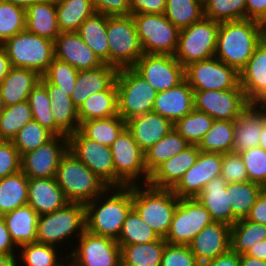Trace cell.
Wrapping results in <instances>:
<instances>
[{
	"mask_svg": "<svg viewBox=\"0 0 266 266\" xmlns=\"http://www.w3.org/2000/svg\"><path fill=\"white\" fill-rule=\"evenodd\" d=\"M84 206L86 230L117 240L123 223L133 208V185L110 187Z\"/></svg>",
	"mask_w": 266,
	"mask_h": 266,
	"instance_id": "cell-1",
	"label": "cell"
},
{
	"mask_svg": "<svg viewBox=\"0 0 266 266\" xmlns=\"http://www.w3.org/2000/svg\"><path fill=\"white\" fill-rule=\"evenodd\" d=\"M265 38V25L252 19L219 23L215 57L238 73Z\"/></svg>",
	"mask_w": 266,
	"mask_h": 266,
	"instance_id": "cell-2",
	"label": "cell"
},
{
	"mask_svg": "<svg viewBox=\"0 0 266 266\" xmlns=\"http://www.w3.org/2000/svg\"><path fill=\"white\" fill-rule=\"evenodd\" d=\"M55 179L69 202L86 204L109 188L69 150L60 160Z\"/></svg>",
	"mask_w": 266,
	"mask_h": 266,
	"instance_id": "cell-3",
	"label": "cell"
},
{
	"mask_svg": "<svg viewBox=\"0 0 266 266\" xmlns=\"http://www.w3.org/2000/svg\"><path fill=\"white\" fill-rule=\"evenodd\" d=\"M178 201L172 189L133 185V208L160 238L167 235Z\"/></svg>",
	"mask_w": 266,
	"mask_h": 266,
	"instance_id": "cell-4",
	"label": "cell"
},
{
	"mask_svg": "<svg viewBox=\"0 0 266 266\" xmlns=\"http://www.w3.org/2000/svg\"><path fill=\"white\" fill-rule=\"evenodd\" d=\"M115 84L117 112L125 122L152 112L157 91L133 67L118 69Z\"/></svg>",
	"mask_w": 266,
	"mask_h": 266,
	"instance_id": "cell-5",
	"label": "cell"
},
{
	"mask_svg": "<svg viewBox=\"0 0 266 266\" xmlns=\"http://www.w3.org/2000/svg\"><path fill=\"white\" fill-rule=\"evenodd\" d=\"M85 230L84 204L69 202L54 212L39 215L36 242L58 247L72 235L79 238Z\"/></svg>",
	"mask_w": 266,
	"mask_h": 266,
	"instance_id": "cell-6",
	"label": "cell"
},
{
	"mask_svg": "<svg viewBox=\"0 0 266 266\" xmlns=\"http://www.w3.org/2000/svg\"><path fill=\"white\" fill-rule=\"evenodd\" d=\"M1 46L7 52L12 67L31 69L41 76L54 57V41L27 30L8 38Z\"/></svg>",
	"mask_w": 266,
	"mask_h": 266,
	"instance_id": "cell-7",
	"label": "cell"
},
{
	"mask_svg": "<svg viewBox=\"0 0 266 266\" xmlns=\"http://www.w3.org/2000/svg\"><path fill=\"white\" fill-rule=\"evenodd\" d=\"M219 22L203 17L179 31L174 57L183 66L215 57Z\"/></svg>",
	"mask_w": 266,
	"mask_h": 266,
	"instance_id": "cell-8",
	"label": "cell"
},
{
	"mask_svg": "<svg viewBox=\"0 0 266 266\" xmlns=\"http://www.w3.org/2000/svg\"><path fill=\"white\" fill-rule=\"evenodd\" d=\"M109 65L117 69L133 67L144 54L132 15L108 16Z\"/></svg>",
	"mask_w": 266,
	"mask_h": 266,
	"instance_id": "cell-9",
	"label": "cell"
},
{
	"mask_svg": "<svg viewBox=\"0 0 266 266\" xmlns=\"http://www.w3.org/2000/svg\"><path fill=\"white\" fill-rule=\"evenodd\" d=\"M111 151L114 161V187L139 185V178L143 180L141 184L148 183L144 152L127 128L113 142Z\"/></svg>",
	"mask_w": 266,
	"mask_h": 266,
	"instance_id": "cell-10",
	"label": "cell"
},
{
	"mask_svg": "<svg viewBox=\"0 0 266 266\" xmlns=\"http://www.w3.org/2000/svg\"><path fill=\"white\" fill-rule=\"evenodd\" d=\"M131 15L144 53L175 54L180 30L164 14Z\"/></svg>",
	"mask_w": 266,
	"mask_h": 266,
	"instance_id": "cell-11",
	"label": "cell"
},
{
	"mask_svg": "<svg viewBox=\"0 0 266 266\" xmlns=\"http://www.w3.org/2000/svg\"><path fill=\"white\" fill-rule=\"evenodd\" d=\"M184 77L193 91L228 90L239 84V73L216 57L189 63Z\"/></svg>",
	"mask_w": 266,
	"mask_h": 266,
	"instance_id": "cell-12",
	"label": "cell"
},
{
	"mask_svg": "<svg viewBox=\"0 0 266 266\" xmlns=\"http://www.w3.org/2000/svg\"><path fill=\"white\" fill-rule=\"evenodd\" d=\"M212 221L209 212L195 198L179 199L165 241L169 244L188 246Z\"/></svg>",
	"mask_w": 266,
	"mask_h": 266,
	"instance_id": "cell-13",
	"label": "cell"
},
{
	"mask_svg": "<svg viewBox=\"0 0 266 266\" xmlns=\"http://www.w3.org/2000/svg\"><path fill=\"white\" fill-rule=\"evenodd\" d=\"M77 241V247L66 254L75 266H121V249L116 240L85 230Z\"/></svg>",
	"mask_w": 266,
	"mask_h": 266,
	"instance_id": "cell-14",
	"label": "cell"
},
{
	"mask_svg": "<svg viewBox=\"0 0 266 266\" xmlns=\"http://www.w3.org/2000/svg\"><path fill=\"white\" fill-rule=\"evenodd\" d=\"M249 104L240 84L228 90L194 91V109L214 120L234 121Z\"/></svg>",
	"mask_w": 266,
	"mask_h": 266,
	"instance_id": "cell-15",
	"label": "cell"
},
{
	"mask_svg": "<svg viewBox=\"0 0 266 266\" xmlns=\"http://www.w3.org/2000/svg\"><path fill=\"white\" fill-rule=\"evenodd\" d=\"M68 150L109 188L114 187V161L111 147L88 139L77 130L68 136Z\"/></svg>",
	"mask_w": 266,
	"mask_h": 266,
	"instance_id": "cell-16",
	"label": "cell"
},
{
	"mask_svg": "<svg viewBox=\"0 0 266 266\" xmlns=\"http://www.w3.org/2000/svg\"><path fill=\"white\" fill-rule=\"evenodd\" d=\"M133 68L157 92L174 88L185 79L184 67L174 55L144 53Z\"/></svg>",
	"mask_w": 266,
	"mask_h": 266,
	"instance_id": "cell-17",
	"label": "cell"
},
{
	"mask_svg": "<svg viewBox=\"0 0 266 266\" xmlns=\"http://www.w3.org/2000/svg\"><path fill=\"white\" fill-rule=\"evenodd\" d=\"M67 150L68 136H54L44 145L21 156V171L29 179L55 177Z\"/></svg>",
	"mask_w": 266,
	"mask_h": 266,
	"instance_id": "cell-18",
	"label": "cell"
},
{
	"mask_svg": "<svg viewBox=\"0 0 266 266\" xmlns=\"http://www.w3.org/2000/svg\"><path fill=\"white\" fill-rule=\"evenodd\" d=\"M223 154L200 152L196 163L172 188L179 199L196 198L215 177L221 175Z\"/></svg>",
	"mask_w": 266,
	"mask_h": 266,
	"instance_id": "cell-19",
	"label": "cell"
},
{
	"mask_svg": "<svg viewBox=\"0 0 266 266\" xmlns=\"http://www.w3.org/2000/svg\"><path fill=\"white\" fill-rule=\"evenodd\" d=\"M54 57L69 63L78 71L94 69L104 64L77 31L61 32L54 40Z\"/></svg>",
	"mask_w": 266,
	"mask_h": 266,
	"instance_id": "cell-20",
	"label": "cell"
},
{
	"mask_svg": "<svg viewBox=\"0 0 266 266\" xmlns=\"http://www.w3.org/2000/svg\"><path fill=\"white\" fill-rule=\"evenodd\" d=\"M230 231V225L212 221L195 236L188 246L197 261L203 264L230 249Z\"/></svg>",
	"mask_w": 266,
	"mask_h": 266,
	"instance_id": "cell-21",
	"label": "cell"
},
{
	"mask_svg": "<svg viewBox=\"0 0 266 266\" xmlns=\"http://www.w3.org/2000/svg\"><path fill=\"white\" fill-rule=\"evenodd\" d=\"M194 109V91L184 79L176 87L157 92L152 112L173 125Z\"/></svg>",
	"mask_w": 266,
	"mask_h": 266,
	"instance_id": "cell-22",
	"label": "cell"
},
{
	"mask_svg": "<svg viewBox=\"0 0 266 266\" xmlns=\"http://www.w3.org/2000/svg\"><path fill=\"white\" fill-rule=\"evenodd\" d=\"M239 84L250 104L266 95V39L256 47L248 63L239 73Z\"/></svg>",
	"mask_w": 266,
	"mask_h": 266,
	"instance_id": "cell-23",
	"label": "cell"
},
{
	"mask_svg": "<svg viewBox=\"0 0 266 266\" xmlns=\"http://www.w3.org/2000/svg\"><path fill=\"white\" fill-rule=\"evenodd\" d=\"M201 150L189 145L183 151L159 165L150 175L148 185L172 189L182 176L196 163Z\"/></svg>",
	"mask_w": 266,
	"mask_h": 266,
	"instance_id": "cell-24",
	"label": "cell"
},
{
	"mask_svg": "<svg viewBox=\"0 0 266 266\" xmlns=\"http://www.w3.org/2000/svg\"><path fill=\"white\" fill-rule=\"evenodd\" d=\"M266 120V108L257 104L248 107L234 120V139L232 153L258 147L262 126Z\"/></svg>",
	"mask_w": 266,
	"mask_h": 266,
	"instance_id": "cell-25",
	"label": "cell"
},
{
	"mask_svg": "<svg viewBox=\"0 0 266 266\" xmlns=\"http://www.w3.org/2000/svg\"><path fill=\"white\" fill-rule=\"evenodd\" d=\"M118 69L112 65H103L88 70H79L71 99L79 109L92 94L107 90L116 79Z\"/></svg>",
	"mask_w": 266,
	"mask_h": 266,
	"instance_id": "cell-26",
	"label": "cell"
},
{
	"mask_svg": "<svg viewBox=\"0 0 266 266\" xmlns=\"http://www.w3.org/2000/svg\"><path fill=\"white\" fill-rule=\"evenodd\" d=\"M69 201L59 187L55 177L31 178L28 182V200L38 215L63 208Z\"/></svg>",
	"mask_w": 266,
	"mask_h": 266,
	"instance_id": "cell-27",
	"label": "cell"
},
{
	"mask_svg": "<svg viewBox=\"0 0 266 266\" xmlns=\"http://www.w3.org/2000/svg\"><path fill=\"white\" fill-rule=\"evenodd\" d=\"M173 124L161 115L150 112L126 121V128L143 152L166 136Z\"/></svg>",
	"mask_w": 266,
	"mask_h": 266,
	"instance_id": "cell-28",
	"label": "cell"
},
{
	"mask_svg": "<svg viewBox=\"0 0 266 266\" xmlns=\"http://www.w3.org/2000/svg\"><path fill=\"white\" fill-rule=\"evenodd\" d=\"M227 181L220 175L206 184L195 198L209 212L213 221L233 225L232 201L226 191Z\"/></svg>",
	"mask_w": 266,
	"mask_h": 266,
	"instance_id": "cell-29",
	"label": "cell"
},
{
	"mask_svg": "<svg viewBox=\"0 0 266 266\" xmlns=\"http://www.w3.org/2000/svg\"><path fill=\"white\" fill-rule=\"evenodd\" d=\"M41 75L35 70L11 67L0 83V93L5 106L28 100L32 89L40 82Z\"/></svg>",
	"mask_w": 266,
	"mask_h": 266,
	"instance_id": "cell-30",
	"label": "cell"
},
{
	"mask_svg": "<svg viewBox=\"0 0 266 266\" xmlns=\"http://www.w3.org/2000/svg\"><path fill=\"white\" fill-rule=\"evenodd\" d=\"M40 82L47 88L48 97L51 100V111L55 125L69 136L79 129L78 109L72 99L60 87L49 83L43 76Z\"/></svg>",
	"mask_w": 266,
	"mask_h": 266,
	"instance_id": "cell-31",
	"label": "cell"
},
{
	"mask_svg": "<svg viewBox=\"0 0 266 266\" xmlns=\"http://www.w3.org/2000/svg\"><path fill=\"white\" fill-rule=\"evenodd\" d=\"M26 30L51 41L61 34L55 0L37 2L26 8Z\"/></svg>",
	"mask_w": 266,
	"mask_h": 266,
	"instance_id": "cell-32",
	"label": "cell"
},
{
	"mask_svg": "<svg viewBox=\"0 0 266 266\" xmlns=\"http://www.w3.org/2000/svg\"><path fill=\"white\" fill-rule=\"evenodd\" d=\"M2 218L5 220L11 239L18 248L36 242L39 215L30 205L18 207L4 214Z\"/></svg>",
	"mask_w": 266,
	"mask_h": 266,
	"instance_id": "cell-33",
	"label": "cell"
},
{
	"mask_svg": "<svg viewBox=\"0 0 266 266\" xmlns=\"http://www.w3.org/2000/svg\"><path fill=\"white\" fill-rule=\"evenodd\" d=\"M107 18V15L95 12L80 25L77 32L99 59L109 65Z\"/></svg>",
	"mask_w": 266,
	"mask_h": 266,
	"instance_id": "cell-34",
	"label": "cell"
},
{
	"mask_svg": "<svg viewBox=\"0 0 266 266\" xmlns=\"http://www.w3.org/2000/svg\"><path fill=\"white\" fill-rule=\"evenodd\" d=\"M28 182L21 170L0 179V216L27 205Z\"/></svg>",
	"mask_w": 266,
	"mask_h": 266,
	"instance_id": "cell-35",
	"label": "cell"
},
{
	"mask_svg": "<svg viewBox=\"0 0 266 266\" xmlns=\"http://www.w3.org/2000/svg\"><path fill=\"white\" fill-rule=\"evenodd\" d=\"M117 115V87L115 82L107 90L90 95L78 109L79 123Z\"/></svg>",
	"mask_w": 266,
	"mask_h": 266,
	"instance_id": "cell-36",
	"label": "cell"
},
{
	"mask_svg": "<svg viewBox=\"0 0 266 266\" xmlns=\"http://www.w3.org/2000/svg\"><path fill=\"white\" fill-rule=\"evenodd\" d=\"M189 145L173 127L166 136L144 152V164L148 175Z\"/></svg>",
	"mask_w": 266,
	"mask_h": 266,
	"instance_id": "cell-37",
	"label": "cell"
},
{
	"mask_svg": "<svg viewBox=\"0 0 266 266\" xmlns=\"http://www.w3.org/2000/svg\"><path fill=\"white\" fill-rule=\"evenodd\" d=\"M166 243L160 238L146 244L119 245L121 266H161Z\"/></svg>",
	"mask_w": 266,
	"mask_h": 266,
	"instance_id": "cell-38",
	"label": "cell"
},
{
	"mask_svg": "<svg viewBox=\"0 0 266 266\" xmlns=\"http://www.w3.org/2000/svg\"><path fill=\"white\" fill-rule=\"evenodd\" d=\"M61 32L78 31L80 25L95 13L91 0H55Z\"/></svg>",
	"mask_w": 266,
	"mask_h": 266,
	"instance_id": "cell-39",
	"label": "cell"
},
{
	"mask_svg": "<svg viewBox=\"0 0 266 266\" xmlns=\"http://www.w3.org/2000/svg\"><path fill=\"white\" fill-rule=\"evenodd\" d=\"M126 128V122L119 116L92 119L80 123L79 131L88 139L111 147L120 133Z\"/></svg>",
	"mask_w": 266,
	"mask_h": 266,
	"instance_id": "cell-40",
	"label": "cell"
},
{
	"mask_svg": "<svg viewBox=\"0 0 266 266\" xmlns=\"http://www.w3.org/2000/svg\"><path fill=\"white\" fill-rule=\"evenodd\" d=\"M265 188L258 183L244 181L228 183L226 191L232 201L233 224L240 219H245L258 196Z\"/></svg>",
	"mask_w": 266,
	"mask_h": 266,
	"instance_id": "cell-41",
	"label": "cell"
},
{
	"mask_svg": "<svg viewBox=\"0 0 266 266\" xmlns=\"http://www.w3.org/2000/svg\"><path fill=\"white\" fill-rule=\"evenodd\" d=\"M266 239V225L240 219L231 226L230 249L239 255Z\"/></svg>",
	"mask_w": 266,
	"mask_h": 266,
	"instance_id": "cell-42",
	"label": "cell"
},
{
	"mask_svg": "<svg viewBox=\"0 0 266 266\" xmlns=\"http://www.w3.org/2000/svg\"><path fill=\"white\" fill-rule=\"evenodd\" d=\"M234 134V121L214 120L197 146L201 152L232 153Z\"/></svg>",
	"mask_w": 266,
	"mask_h": 266,
	"instance_id": "cell-43",
	"label": "cell"
},
{
	"mask_svg": "<svg viewBox=\"0 0 266 266\" xmlns=\"http://www.w3.org/2000/svg\"><path fill=\"white\" fill-rule=\"evenodd\" d=\"M164 15L181 30L204 17L203 0H166Z\"/></svg>",
	"mask_w": 266,
	"mask_h": 266,
	"instance_id": "cell-44",
	"label": "cell"
},
{
	"mask_svg": "<svg viewBox=\"0 0 266 266\" xmlns=\"http://www.w3.org/2000/svg\"><path fill=\"white\" fill-rule=\"evenodd\" d=\"M33 120L38 122L54 136H66L56 125L51 111V100L47 88L39 82L29 94L28 98Z\"/></svg>",
	"mask_w": 266,
	"mask_h": 266,
	"instance_id": "cell-45",
	"label": "cell"
},
{
	"mask_svg": "<svg viewBox=\"0 0 266 266\" xmlns=\"http://www.w3.org/2000/svg\"><path fill=\"white\" fill-rule=\"evenodd\" d=\"M157 233L132 208L123 223L119 238V245L146 244L159 240Z\"/></svg>",
	"mask_w": 266,
	"mask_h": 266,
	"instance_id": "cell-46",
	"label": "cell"
},
{
	"mask_svg": "<svg viewBox=\"0 0 266 266\" xmlns=\"http://www.w3.org/2000/svg\"><path fill=\"white\" fill-rule=\"evenodd\" d=\"M32 120V111L28 100L5 106L0 115V139L12 141L19 130Z\"/></svg>",
	"mask_w": 266,
	"mask_h": 266,
	"instance_id": "cell-47",
	"label": "cell"
},
{
	"mask_svg": "<svg viewBox=\"0 0 266 266\" xmlns=\"http://www.w3.org/2000/svg\"><path fill=\"white\" fill-rule=\"evenodd\" d=\"M213 122L214 119L208 114L193 109L178 120L173 127L190 145H198Z\"/></svg>",
	"mask_w": 266,
	"mask_h": 266,
	"instance_id": "cell-48",
	"label": "cell"
},
{
	"mask_svg": "<svg viewBox=\"0 0 266 266\" xmlns=\"http://www.w3.org/2000/svg\"><path fill=\"white\" fill-rule=\"evenodd\" d=\"M204 17L216 22L246 19V0H203Z\"/></svg>",
	"mask_w": 266,
	"mask_h": 266,
	"instance_id": "cell-49",
	"label": "cell"
},
{
	"mask_svg": "<svg viewBox=\"0 0 266 266\" xmlns=\"http://www.w3.org/2000/svg\"><path fill=\"white\" fill-rule=\"evenodd\" d=\"M24 30H26V9L0 0V45Z\"/></svg>",
	"mask_w": 266,
	"mask_h": 266,
	"instance_id": "cell-50",
	"label": "cell"
},
{
	"mask_svg": "<svg viewBox=\"0 0 266 266\" xmlns=\"http://www.w3.org/2000/svg\"><path fill=\"white\" fill-rule=\"evenodd\" d=\"M55 247L38 242L28 243L18 248L21 249L20 256L17 254V258L26 266H59L62 258L57 254L61 252L57 253L58 250Z\"/></svg>",
	"mask_w": 266,
	"mask_h": 266,
	"instance_id": "cell-51",
	"label": "cell"
},
{
	"mask_svg": "<svg viewBox=\"0 0 266 266\" xmlns=\"http://www.w3.org/2000/svg\"><path fill=\"white\" fill-rule=\"evenodd\" d=\"M53 137L54 135L51 132L43 128L38 122L32 120L19 130L12 143L19 151L20 156H22L44 145Z\"/></svg>",
	"mask_w": 266,
	"mask_h": 266,
	"instance_id": "cell-52",
	"label": "cell"
},
{
	"mask_svg": "<svg viewBox=\"0 0 266 266\" xmlns=\"http://www.w3.org/2000/svg\"><path fill=\"white\" fill-rule=\"evenodd\" d=\"M77 75L78 70L76 68L72 67L69 63L54 58L42 76L49 83L59 86L60 90L71 96Z\"/></svg>",
	"mask_w": 266,
	"mask_h": 266,
	"instance_id": "cell-53",
	"label": "cell"
},
{
	"mask_svg": "<svg viewBox=\"0 0 266 266\" xmlns=\"http://www.w3.org/2000/svg\"><path fill=\"white\" fill-rule=\"evenodd\" d=\"M248 174V181L266 188V151L260 146L239 153Z\"/></svg>",
	"mask_w": 266,
	"mask_h": 266,
	"instance_id": "cell-54",
	"label": "cell"
},
{
	"mask_svg": "<svg viewBox=\"0 0 266 266\" xmlns=\"http://www.w3.org/2000/svg\"><path fill=\"white\" fill-rule=\"evenodd\" d=\"M161 266H201L187 245L166 243Z\"/></svg>",
	"mask_w": 266,
	"mask_h": 266,
	"instance_id": "cell-55",
	"label": "cell"
},
{
	"mask_svg": "<svg viewBox=\"0 0 266 266\" xmlns=\"http://www.w3.org/2000/svg\"><path fill=\"white\" fill-rule=\"evenodd\" d=\"M221 176L227 183L248 181L247 170L239 153L223 154Z\"/></svg>",
	"mask_w": 266,
	"mask_h": 266,
	"instance_id": "cell-56",
	"label": "cell"
},
{
	"mask_svg": "<svg viewBox=\"0 0 266 266\" xmlns=\"http://www.w3.org/2000/svg\"><path fill=\"white\" fill-rule=\"evenodd\" d=\"M21 170V156L12 141H0V179Z\"/></svg>",
	"mask_w": 266,
	"mask_h": 266,
	"instance_id": "cell-57",
	"label": "cell"
},
{
	"mask_svg": "<svg viewBox=\"0 0 266 266\" xmlns=\"http://www.w3.org/2000/svg\"><path fill=\"white\" fill-rule=\"evenodd\" d=\"M96 13L107 16L130 15L129 0H91Z\"/></svg>",
	"mask_w": 266,
	"mask_h": 266,
	"instance_id": "cell-58",
	"label": "cell"
},
{
	"mask_svg": "<svg viewBox=\"0 0 266 266\" xmlns=\"http://www.w3.org/2000/svg\"><path fill=\"white\" fill-rule=\"evenodd\" d=\"M130 14H164L166 0H129Z\"/></svg>",
	"mask_w": 266,
	"mask_h": 266,
	"instance_id": "cell-59",
	"label": "cell"
},
{
	"mask_svg": "<svg viewBox=\"0 0 266 266\" xmlns=\"http://www.w3.org/2000/svg\"><path fill=\"white\" fill-rule=\"evenodd\" d=\"M246 19L266 25V0H246Z\"/></svg>",
	"mask_w": 266,
	"mask_h": 266,
	"instance_id": "cell-60",
	"label": "cell"
},
{
	"mask_svg": "<svg viewBox=\"0 0 266 266\" xmlns=\"http://www.w3.org/2000/svg\"><path fill=\"white\" fill-rule=\"evenodd\" d=\"M18 247L11 239L5 220L0 216V256H16Z\"/></svg>",
	"mask_w": 266,
	"mask_h": 266,
	"instance_id": "cell-61",
	"label": "cell"
},
{
	"mask_svg": "<svg viewBox=\"0 0 266 266\" xmlns=\"http://www.w3.org/2000/svg\"><path fill=\"white\" fill-rule=\"evenodd\" d=\"M246 219L266 225V188L258 196Z\"/></svg>",
	"mask_w": 266,
	"mask_h": 266,
	"instance_id": "cell-62",
	"label": "cell"
},
{
	"mask_svg": "<svg viewBox=\"0 0 266 266\" xmlns=\"http://www.w3.org/2000/svg\"><path fill=\"white\" fill-rule=\"evenodd\" d=\"M201 266H240V255L229 249L226 253L201 264Z\"/></svg>",
	"mask_w": 266,
	"mask_h": 266,
	"instance_id": "cell-63",
	"label": "cell"
},
{
	"mask_svg": "<svg viewBox=\"0 0 266 266\" xmlns=\"http://www.w3.org/2000/svg\"><path fill=\"white\" fill-rule=\"evenodd\" d=\"M11 67L7 52L0 45V83L4 80Z\"/></svg>",
	"mask_w": 266,
	"mask_h": 266,
	"instance_id": "cell-64",
	"label": "cell"
},
{
	"mask_svg": "<svg viewBox=\"0 0 266 266\" xmlns=\"http://www.w3.org/2000/svg\"><path fill=\"white\" fill-rule=\"evenodd\" d=\"M246 255L266 261V239L259 241L256 246L250 248Z\"/></svg>",
	"mask_w": 266,
	"mask_h": 266,
	"instance_id": "cell-65",
	"label": "cell"
},
{
	"mask_svg": "<svg viewBox=\"0 0 266 266\" xmlns=\"http://www.w3.org/2000/svg\"><path fill=\"white\" fill-rule=\"evenodd\" d=\"M240 266H266V261L242 254L240 255Z\"/></svg>",
	"mask_w": 266,
	"mask_h": 266,
	"instance_id": "cell-66",
	"label": "cell"
},
{
	"mask_svg": "<svg viewBox=\"0 0 266 266\" xmlns=\"http://www.w3.org/2000/svg\"><path fill=\"white\" fill-rule=\"evenodd\" d=\"M17 256H0V266H18Z\"/></svg>",
	"mask_w": 266,
	"mask_h": 266,
	"instance_id": "cell-67",
	"label": "cell"
},
{
	"mask_svg": "<svg viewBox=\"0 0 266 266\" xmlns=\"http://www.w3.org/2000/svg\"><path fill=\"white\" fill-rule=\"evenodd\" d=\"M5 1H8V2H11L13 4L19 5V6L24 7L26 9L30 5H33V4L37 3V2H42V1H45V0H5Z\"/></svg>",
	"mask_w": 266,
	"mask_h": 266,
	"instance_id": "cell-68",
	"label": "cell"
},
{
	"mask_svg": "<svg viewBox=\"0 0 266 266\" xmlns=\"http://www.w3.org/2000/svg\"><path fill=\"white\" fill-rule=\"evenodd\" d=\"M259 146L266 151V120L262 126Z\"/></svg>",
	"mask_w": 266,
	"mask_h": 266,
	"instance_id": "cell-69",
	"label": "cell"
},
{
	"mask_svg": "<svg viewBox=\"0 0 266 266\" xmlns=\"http://www.w3.org/2000/svg\"><path fill=\"white\" fill-rule=\"evenodd\" d=\"M65 257H66V258H64L65 261L67 260V261L65 262L66 264H65V263H61L59 266H75V265L73 264V262H72L71 260H69L68 256L65 255ZM68 260H69L70 262H69Z\"/></svg>",
	"mask_w": 266,
	"mask_h": 266,
	"instance_id": "cell-70",
	"label": "cell"
},
{
	"mask_svg": "<svg viewBox=\"0 0 266 266\" xmlns=\"http://www.w3.org/2000/svg\"><path fill=\"white\" fill-rule=\"evenodd\" d=\"M257 105L266 108V95L257 103Z\"/></svg>",
	"mask_w": 266,
	"mask_h": 266,
	"instance_id": "cell-71",
	"label": "cell"
},
{
	"mask_svg": "<svg viewBox=\"0 0 266 266\" xmlns=\"http://www.w3.org/2000/svg\"><path fill=\"white\" fill-rule=\"evenodd\" d=\"M4 109H5V104H4V101H3L1 93H0V115Z\"/></svg>",
	"mask_w": 266,
	"mask_h": 266,
	"instance_id": "cell-72",
	"label": "cell"
}]
</instances>
